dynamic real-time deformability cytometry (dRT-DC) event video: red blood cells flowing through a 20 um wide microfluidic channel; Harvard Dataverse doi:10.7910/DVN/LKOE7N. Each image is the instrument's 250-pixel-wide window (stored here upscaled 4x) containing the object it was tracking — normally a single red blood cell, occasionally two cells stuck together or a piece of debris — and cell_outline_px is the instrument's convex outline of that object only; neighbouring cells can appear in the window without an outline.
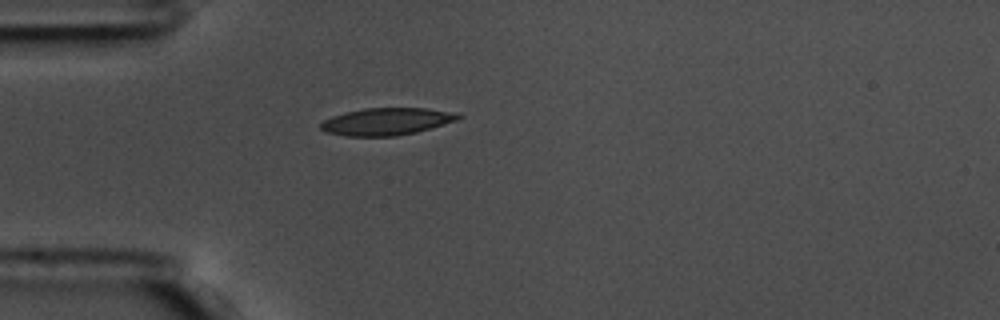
{"species": "common noctule bat (a hibernating species)", "species_latin": "Nyctalus noctula", "temperature_condition": "warm", "stored_images_in_passage": 8, "camera_frame_rate_fps": 3000, "um_per_image_px": 0.085, "animal": {"sex": "male", "body_mass_g": 17.5, "forearm_length_mm": 52.3}, "frame": {"image": 1, "passage_image": 1, "time_ms": 0.0, "image_size_px": [1000, 320], "cell_outline_px": [[464, 116], [456, 120], [416, 132], [396, 136], [344, 136], [324, 132], [320, 128], [320, 124], [324, 120], [332, 116], [364, 108], [424, 108], [448, 112]], "centroid_in_image_um": [32.79, 10.34], "position_along_channel_um": 52.2, "area_um2": 21.5}}